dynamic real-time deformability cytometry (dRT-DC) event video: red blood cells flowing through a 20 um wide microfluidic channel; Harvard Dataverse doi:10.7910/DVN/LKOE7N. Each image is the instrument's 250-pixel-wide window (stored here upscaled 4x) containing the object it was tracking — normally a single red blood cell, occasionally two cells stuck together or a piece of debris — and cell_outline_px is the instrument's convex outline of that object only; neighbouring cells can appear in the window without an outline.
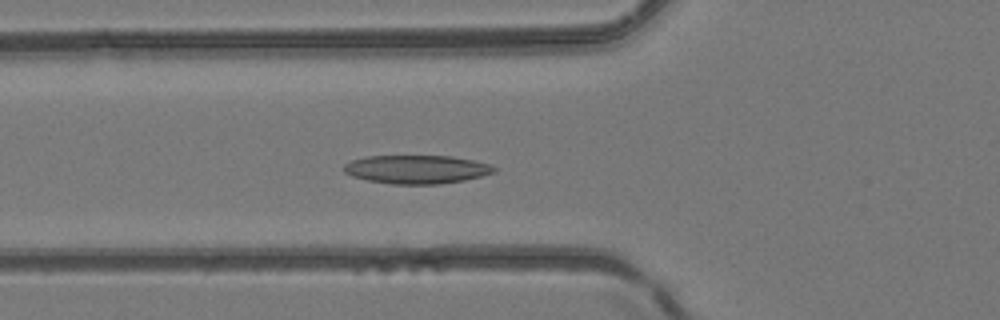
{"species": "common noctule bat (a hibernating species)", "species_latin": "Nyctalus noctula", "temperature_condition": "room temperature", "stored_images_in_passage": 35, "camera_frame_rate_fps": 3000, "um_per_image_px": 0.085, "animal": {"sex": "female", "body_mass_g": 24.6, "forearm_length_mm": 56.2}, "frame": {"image": 1, "passage_image": 5, "time_ms": 1.333, "image_size_px": [1000, 320], "cell_outline_px": [[496, 172], [464, 180], [440, 184], [392, 184], [368, 180], [352, 176], [344, 172], [344, 164], [352, 160], [368, 156], [452, 156], [492, 164], [496, 168]], "centroid_in_image_um": [35.43, 14.39], "position_along_channel_um": 90.4, "area_um2": 24.91}}
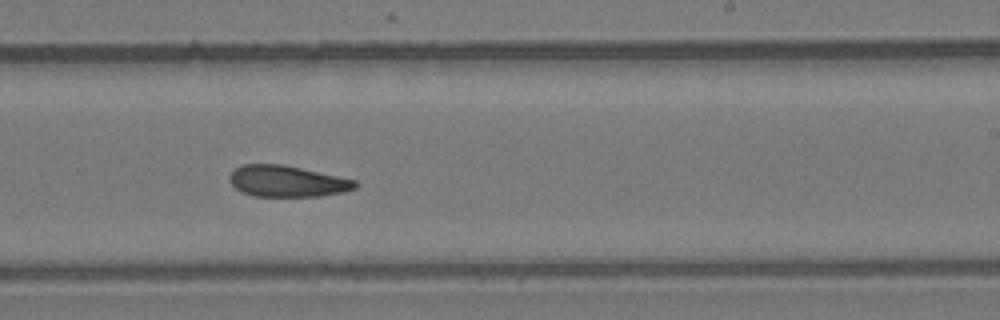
{"frame": {"image": 2, "passage_image": 17, "time_ms": 5.333, "image_size_px": [1000, 320], "cell_outline_px": [[360, 184], [356, 188], [340, 192], [320, 196], [252, 196], [240, 192], [228, 180], [228, 176], [236, 168], [244, 164], [280, 164], [300, 168], [356, 180]], "centroid_in_image_um": [24.38, 15.41], "position_along_channel_um": 264.6, "area_um2": 22.77}}
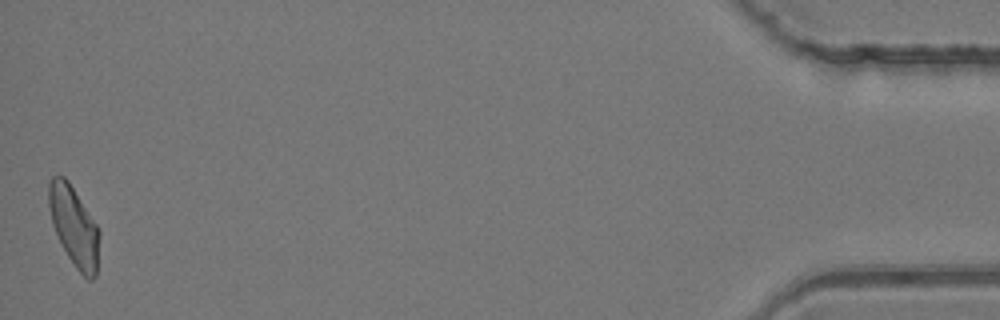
{"frame": {"image": 3, "passage_image": 35, "time_ms": 11.333, "image_size_px": [1000, 320], "cell_outline_px": [[100, 236], [96, 276], [92, 280], [88, 280], [76, 268], [60, 244], [52, 224], [48, 204], [48, 184], [52, 176], [64, 176], [68, 180], [96, 224], [100, 232]], "centroid_in_image_um": [6.28, 19.24], "position_along_channel_um": 428.9, "area_um2": 23.52}}